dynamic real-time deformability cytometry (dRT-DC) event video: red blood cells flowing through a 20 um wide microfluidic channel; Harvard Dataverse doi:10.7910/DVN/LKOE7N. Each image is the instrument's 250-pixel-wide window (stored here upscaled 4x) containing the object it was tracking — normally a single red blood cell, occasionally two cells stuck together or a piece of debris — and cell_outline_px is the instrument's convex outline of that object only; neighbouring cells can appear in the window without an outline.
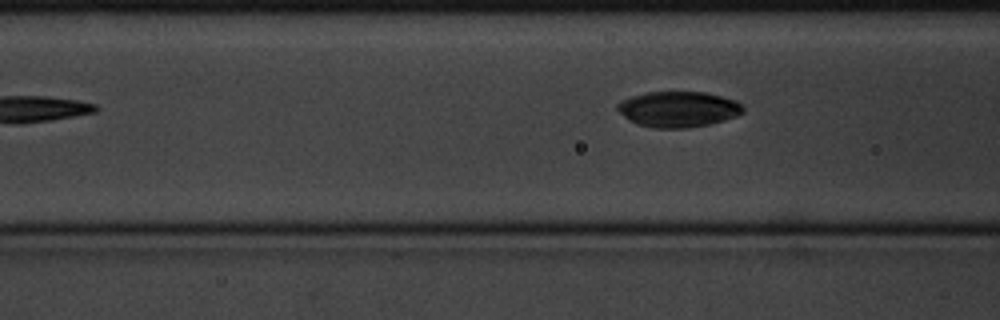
{"species": "common noctule bat (a hibernating species)", "species_latin": "Nyctalus noctula", "temperature_condition": "cold", "stored_images_in_passage": 4, "segment_of_instrument_passage": [2, 2], "camera_frame_rate_fps": 3000, "um_per_image_px": 0.085, "animal": {"sex": "male", "body_mass_g": 20.1, "forearm_length_mm": 53.5}, "frame": {"image": 1, "passage_image": 4, "time_ms": 1.0, "image_size_px": [1000, 320], "cell_outline_px": [[744, 112], [736, 116], [724, 120], [708, 124], [688, 128], [656, 128], [636, 124], [628, 120], [616, 108], [616, 104], [620, 100], [644, 92], [704, 92], [736, 100], [744, 108]], "centroid_in_image_um": [57.62, 9.28], "position_along_channel_um": 109.0, "area_um2": 26.18}}